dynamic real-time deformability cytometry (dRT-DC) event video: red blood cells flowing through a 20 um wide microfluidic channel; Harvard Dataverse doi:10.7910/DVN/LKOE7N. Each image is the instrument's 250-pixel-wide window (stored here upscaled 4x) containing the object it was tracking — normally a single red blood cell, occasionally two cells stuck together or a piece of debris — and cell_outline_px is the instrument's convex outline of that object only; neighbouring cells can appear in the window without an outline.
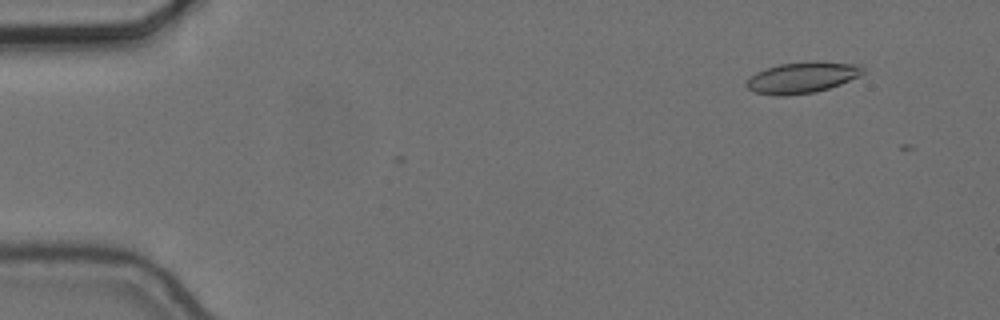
{"species": "common noctule bat (a hibernating species)", "species_latin": "Nyctalus noctula", "temperature_condition": "cold", "stored_images_in_passage": 2, "camera_frame_rate_fps": 3000, "um_per_image_px": 0.085, "animal": {"sex": "female", "body_mass_g": 24.6, "forearm_length_mm": 56.2}, "frame": {"image": 1, "passage_image": 2, "time_ms": 0.333, "image_size_px": [1000, 320], "cell_outline_px": [[864, 72], [860, 76], [840, 84], [816, 92], [784, 96], [776, 96], [756, 92], [748, 88], [744, 84], [756, 72], [780, 64], [812, 60], [816, 60], [856, 64], [864, 68]], "centroid_in_image_um": [68.21, 6.58], "position_along_channel_um": 16.8, "area_um2": 21.15}}